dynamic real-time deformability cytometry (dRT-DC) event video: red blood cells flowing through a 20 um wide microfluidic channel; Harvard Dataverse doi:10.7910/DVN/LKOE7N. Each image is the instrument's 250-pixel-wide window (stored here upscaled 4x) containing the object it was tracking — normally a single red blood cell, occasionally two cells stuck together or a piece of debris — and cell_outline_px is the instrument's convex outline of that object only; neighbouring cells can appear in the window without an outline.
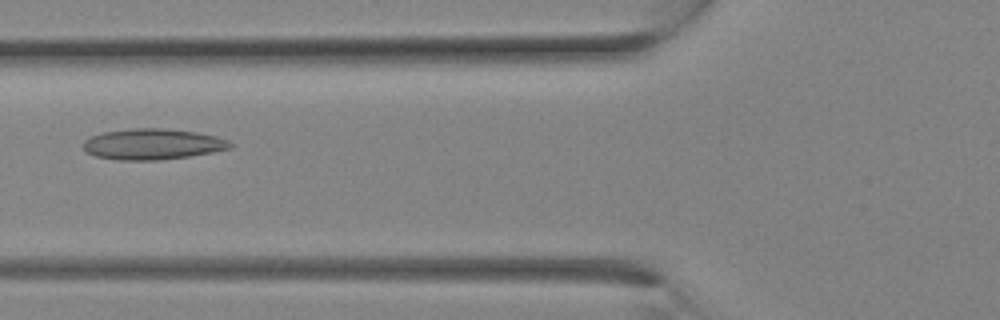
{"species": "Egyptian fruit bat (a non-hibernating species)", "species_latin": "Rousettus aegyptiacus", "temperature_condition": "room temperature", "stored_images_in_passage": 4, "camera_frame_rate_fps": 3000, "um_per_image_px": 0.085, "animal": {"sex": "female"}, "frame": {"image": 1, "passage_image": 3, "time_ms": 0.667, "image_size_px": [1000, 320], "cell_outline_px": [[232, 148], [212, 152], [188, 156], [160, 160], [116, 160], [96, 156], [88, 152], [84, 148], [84, 140], [92, 136], [104, 132], [132, 128], [160, 128], [196, 132], [216, 136], [228, 140], [232, 144]], "centroid_in_image_um": [12.98, 12.25], "position_along_channel_um": 112.8, "area_um2": 26.24}}